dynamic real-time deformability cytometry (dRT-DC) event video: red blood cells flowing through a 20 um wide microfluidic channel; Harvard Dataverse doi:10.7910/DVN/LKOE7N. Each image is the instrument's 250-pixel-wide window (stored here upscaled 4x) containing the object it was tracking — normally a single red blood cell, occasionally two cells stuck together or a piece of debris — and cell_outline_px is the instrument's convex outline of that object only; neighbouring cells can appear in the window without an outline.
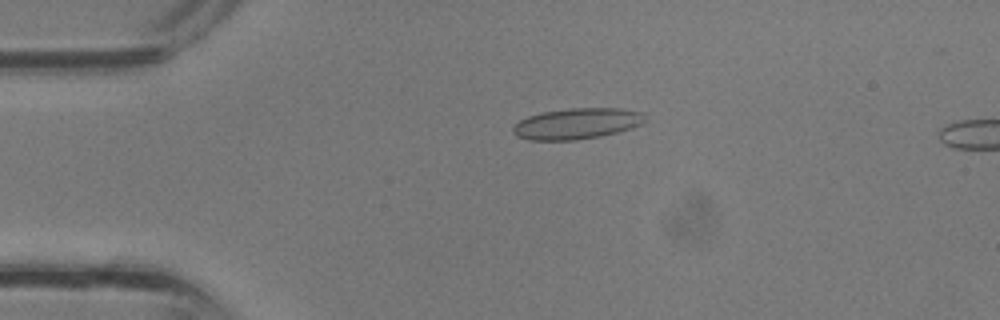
{"species": "common noctule bat (a hibernating species)", "species_latin": "Nyctalus noctula", "temperature_condition": "room temperature", "stored_images_in_passage": 30, "segment_of_instrument_passage": [1, 2], "camera_frame_rate_fps": 3000, "um_per_image_px": 0.085, "animal": {"sex": "male", "body_mass_g": 13.3}, "frame": {"image": 1, "passage_image": 1, "time_ms": 0.0, "image_size_px": [1000, 320], "cell_outline_px": [[648, 120], [632, 128], [600, 136], [576, 140], [532, 140], [516, 136], [512, 132], [512, 128], [520, 120], [528, 116], [540, 112], [568, 108], [620, 108], [644, 112]], "centroid_in_image_um": [49.06, 10.49], "position_along_channel_um": 35.9, "area_um2": 23.99}}
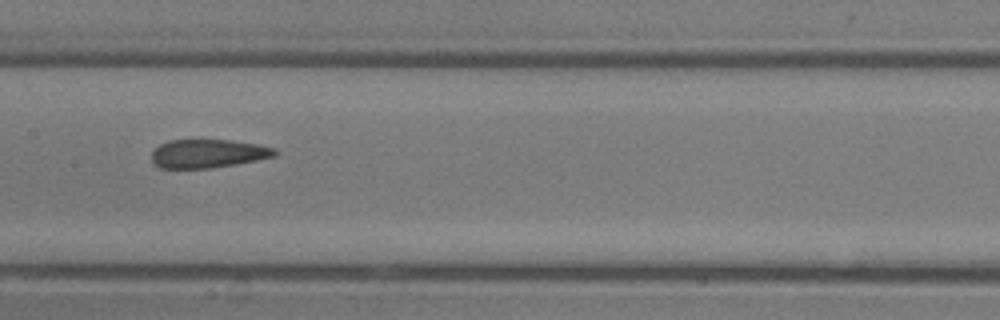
{"frame": {"image": 2, "passage_image": 11, "time_ms": 3.333, "image_size_px": [1000, 320], "cell_outline_px": [[280, 152], [276, 156], [256, 160], [212, 168], [160, 168], [152, 160], [152, 152], [160, 144], [168, 140], [232, 140], [260, 144], [276, 148]], "centroid_in_image_um": [17.74, 13.04], "position_along_channel_um": 189.7, "area_um2": 20.58}}
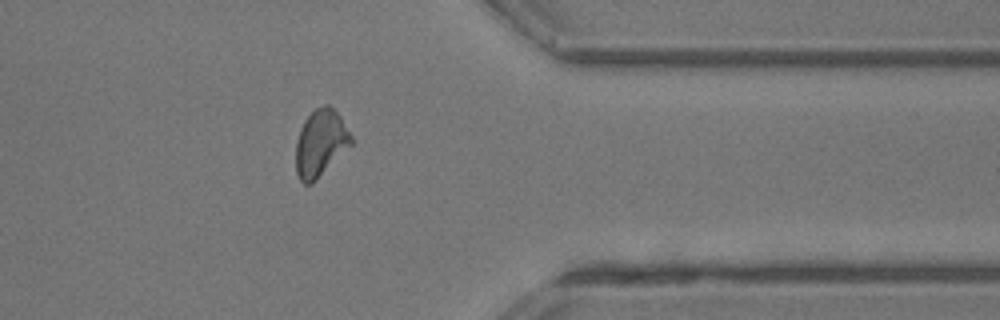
{"frame": {"image": 3, "passage_image": 22, "time_ms": 7.0, "image_size_px": [1000, 320], "cell_outline_px": [[352, 144], [312, 184], [304, 184], [300, 180], [296, 172], [296, 140], [300, 128], [304, 120], [316, 108], [324, 104], [328, 104], [340, 116], [352, 136]], "centroid_in_image_um": [27.23, 12.16], "position_along_channel_um": 384.2, "area_um2": 21.44}}